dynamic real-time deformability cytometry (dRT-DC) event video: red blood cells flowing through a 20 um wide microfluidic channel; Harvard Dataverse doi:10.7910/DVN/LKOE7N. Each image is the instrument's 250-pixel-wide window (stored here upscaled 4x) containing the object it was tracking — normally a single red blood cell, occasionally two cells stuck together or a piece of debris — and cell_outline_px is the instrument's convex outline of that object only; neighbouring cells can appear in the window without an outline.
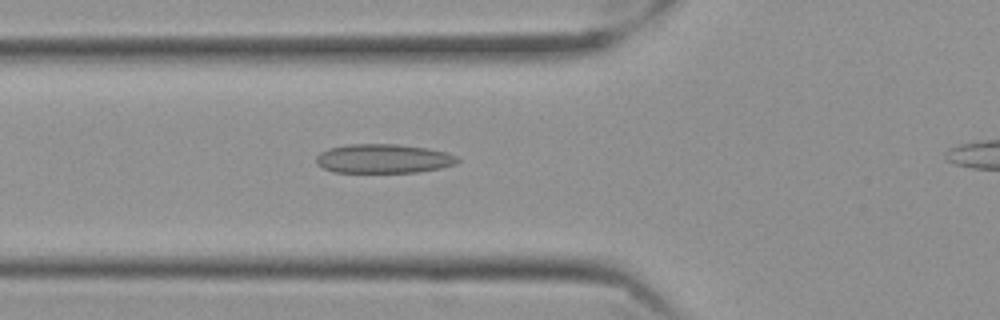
{"species": "Egyptian fruit bat (a non-hibernating species)", "species_latin": "Rousettus aegyptiacus", "temperature_condition": "cold", "stored_images_in_passage": 34, "camera_frame_rate_fps": 3000, "um_per_image_px": 0.085, "frame": {"image": 1, "passage_image": 4, "time_ms": 1.0, "image_size_px": [1000, 320], "cell_outline_px": [[460, 160], [456, 164], [440, 168], [416, 172], [332, 172], [316, 164], [316, 156], [320, 152], [328, 148], [348, 144], [400, 144], [428, 148], [444, 152], [456, 156]], "centroid_in_image_um": [32.56, 13.48], "position_along_channel_um": 93.2, "area_um2": 24.04}}
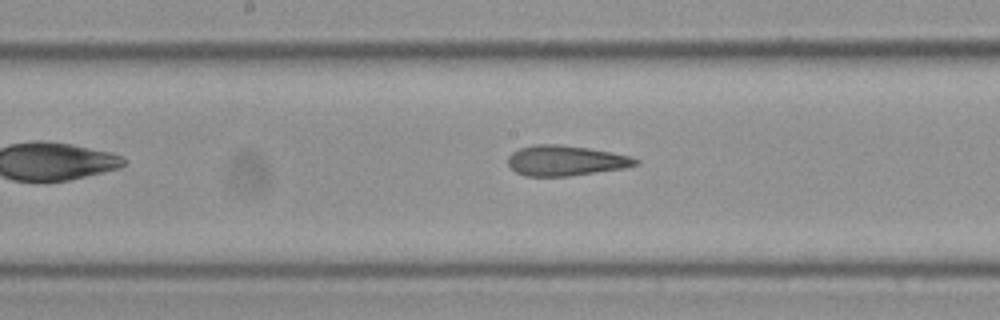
{"frame": {"image": 2, "passage_image": 13, "time_ms": 4.0, "image_size_px": [1000, 320], "cell_outline_px": [[640, 160], [636, 164], [624, 168], [568, 176], [524, 176], [516, 172], [508, 164], [508, 156], [512, 152], [520, 148], [532, 144], [560, 144], [588, 148], [632, 156]], "centroid_in_image_um": [48.05, 13.64], "position_along_channel_um": 200.2, "area_um2": 22.48}}
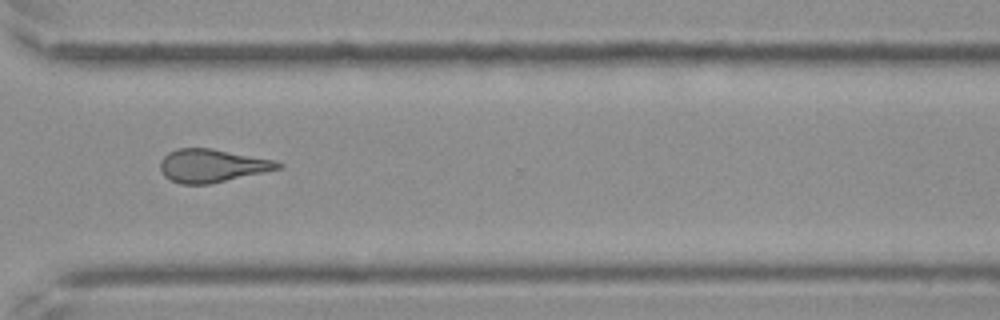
{"frame": {"image": 3, "passage_image": 26, "time_ms": 8.333, "image_size_px": [1000, 320], "cell_outline_px": [[284, 168], [208, 184], [180, 184], [164, 176], [160, 172], [160, 160], [168, 152], [176, 148], [212, 148], [272, 160], [284, 164]], "centroid_in_image_um": [18.0, 14.08], "position_along_channel_um": 352.6, "area_um2": 22.72}}